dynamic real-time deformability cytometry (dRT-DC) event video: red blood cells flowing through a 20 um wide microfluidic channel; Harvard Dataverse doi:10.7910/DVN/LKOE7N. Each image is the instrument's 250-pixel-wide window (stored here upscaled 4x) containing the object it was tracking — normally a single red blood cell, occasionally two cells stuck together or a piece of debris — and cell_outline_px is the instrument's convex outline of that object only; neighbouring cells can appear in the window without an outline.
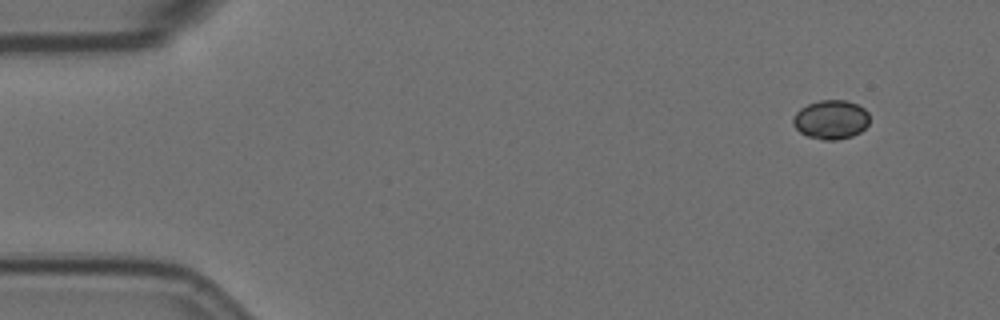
{"species": "Egyptian fruit bat (a non-hibernating species)", "species_latin": "Rousettus aegyptiacus", "temperature_condition": "room temperature", "stored_images_in_passage": 5, "camera_frame_rate_fps": 3000, "um_per_image_px": 0.085, "animal": {"sex": "female"}, "frame": {"image": 1, "passage_image": 1, "time_ms": 0.0, "image_size_px": [1000, 320], "cell_outline_px": [[868, 124], [860, 132], [852, 136], [836, 140], [824, 140], [808, 136], [800, 132], [792, 124], [792, 120], [796, 112], [800, 108], [808, 104], [820, 100], [848, 100], [864, 108], [868, 112]], "centroid_in_image_um": [70.62, 10.16], "position_along_channel_um": 14.4, "area_um2": 17.4}}
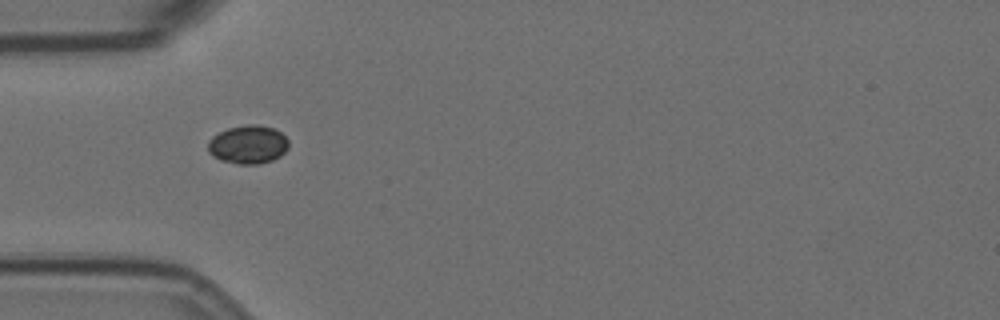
{"frame": {"image": 2, "passage_image": 4, "time_ms": 4.333, "image_size_px": [1000, 320], "cell_outline_px": [[288, 148], [280, 156], [272, 160], [260, 164], [236, 164], [220, 160], [212, 156], [208, 152], [208, 140], [212, 136], [228, 128], [248, 124], [256, 124], [272, 128], [280, 132], [288, 140]], "centroid_in_image_um": [21.06, 12.29], "position_along_channel_um": 63.9, "area_um2": 18.15}}
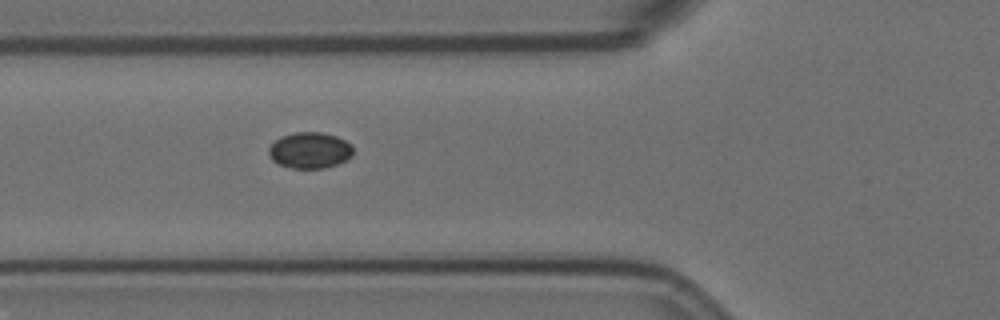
{"frame": {"image": 3, "passage_image": 5, "time_ms": 5.333, "image_size_px": [1000, 320], "cell_outline_px": [[352, 156], [336, 164], [324, 168], [292, 168], [280, 164], [272, 160], [268, 152], [268, 148], [280, 136], [296, 132], [320, 132], [336, 136], [352, 144]], "centroid_in_image_um": [26.32, 12.77], "position_along_channel_um": 99.5, "area_um2": 17.63}}